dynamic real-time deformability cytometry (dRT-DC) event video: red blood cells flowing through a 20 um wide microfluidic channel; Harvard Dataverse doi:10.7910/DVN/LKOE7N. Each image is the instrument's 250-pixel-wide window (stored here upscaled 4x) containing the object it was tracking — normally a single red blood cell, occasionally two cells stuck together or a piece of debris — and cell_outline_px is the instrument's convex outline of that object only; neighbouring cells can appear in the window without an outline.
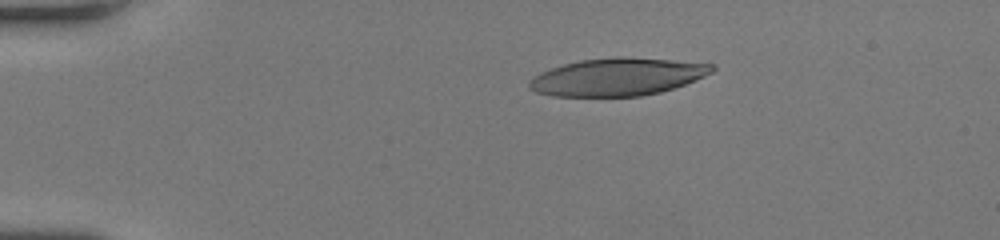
{"species": "human", "species_latin": "Homo sapiens", "temperature_condition": "room temperature", "stored_images_in_passage": 42, "camera_frame_rate_fps": 3000, "um_per_image_px": 0.085, "donor": {"sex": "female"}, "frame": {"image": 1, "passage_image": 1, "time_ms": 0.0, "image_size_px": [1000, 240], "cell_outline_px": [[716, 68], [712, 72], [704, 76], [684, 84], [660, 92], [640, 96], [552, 96], [536, 92], [528, 88], [528, 84], [540, 72], [564, 64], [580, 60], [616, 56], [620, 56], [672, 60], [716, 64]], "centroid_in_image_um": [52.49, 6.53], "position_along_channel_um": 32.5, "area_um2": 39.88}}
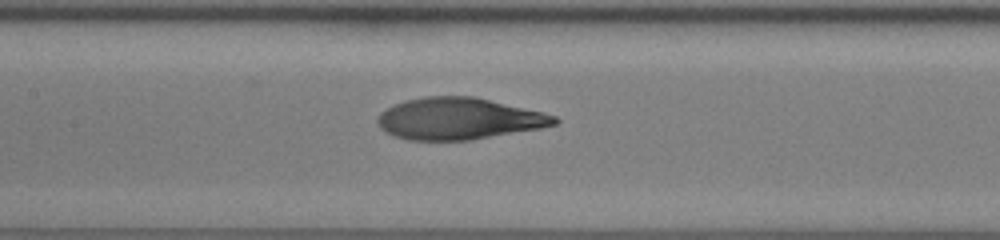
{"frame": {"image": 2, "passage_image": 17, "time_ms": 5.333, "image_size_px": [1000, 240], "cell_outline_px": [[560, 120], [556, 124], [540, 128], [472, 140], [408, 140], [392, 136], [384, 132], [380, 128], [376, 120], [380, 112], [392, 104], [404, 100], [424, 96], [472, 96], [540, 112], [556, 116]], "centroid_in_image_um": [38.91, 10.09], "position_along_channel_um": 168.5, "area_um2": 43.0}}
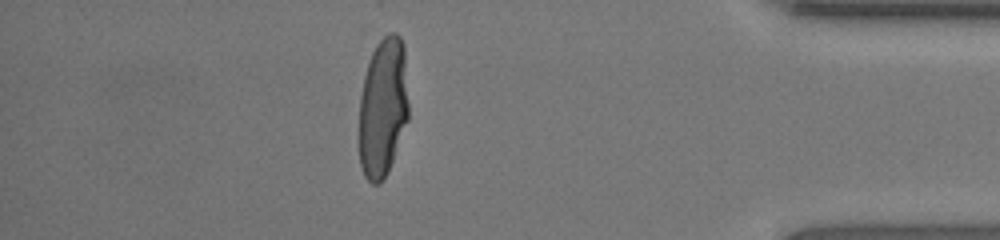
{"frame": {"image": 3, "passage_image": 36, "time_ms": 11.667, "image_size_px": [1000, 240], "cell_outline_px": [[408, 120], [388, 172], [384, 180], [380, 184], [372, 184], [364, 176], [360, 164], [360, 96], [364, 76], [372, 52], [376, 44], [388, 32], [396, 32], [400, 36], [404, 44], [408, 104]], "centroid_in_image_um": [32.56, 9.13], "position_along_channel_um": 402.6, "area_um2": 40.4}}